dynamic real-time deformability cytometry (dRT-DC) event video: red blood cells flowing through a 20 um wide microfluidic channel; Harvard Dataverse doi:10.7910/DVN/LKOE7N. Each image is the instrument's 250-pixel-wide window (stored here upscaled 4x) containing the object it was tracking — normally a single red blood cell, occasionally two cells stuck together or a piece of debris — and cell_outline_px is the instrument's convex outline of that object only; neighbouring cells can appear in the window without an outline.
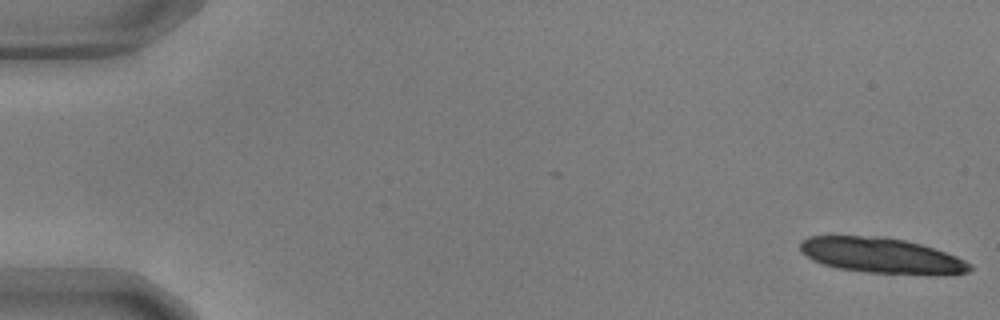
{"species": "common noctule bat (a hibernating species)", "species_latin": "Nyctalus noctula", "temperature_condition": "warm", "stored_images_in_passage": 17, "camera_frame_rate_fps": 3000, "um_per_image_px": 0.085, "animal": {"sex": "male", "body_mass_g": 17.9, "forearm_length_mm": 54.2}, "frame": {"image": 1, "passage_image": 1, "time_ms": 0.0, "image_size_px": [1000, 320], "cell_outline_px": [[972, 268], [968, 272], [868, 272], [836, 268], [812, 260], [800, 252], [800, 240], [808, 236], [884, 236], [904, 240], [920, 244], [956, 256], [972, 264]], "centroid_in_image_um": [74.77, 21.67], "position_along_channel_um": 10.2, "area_um2": 33.93}}